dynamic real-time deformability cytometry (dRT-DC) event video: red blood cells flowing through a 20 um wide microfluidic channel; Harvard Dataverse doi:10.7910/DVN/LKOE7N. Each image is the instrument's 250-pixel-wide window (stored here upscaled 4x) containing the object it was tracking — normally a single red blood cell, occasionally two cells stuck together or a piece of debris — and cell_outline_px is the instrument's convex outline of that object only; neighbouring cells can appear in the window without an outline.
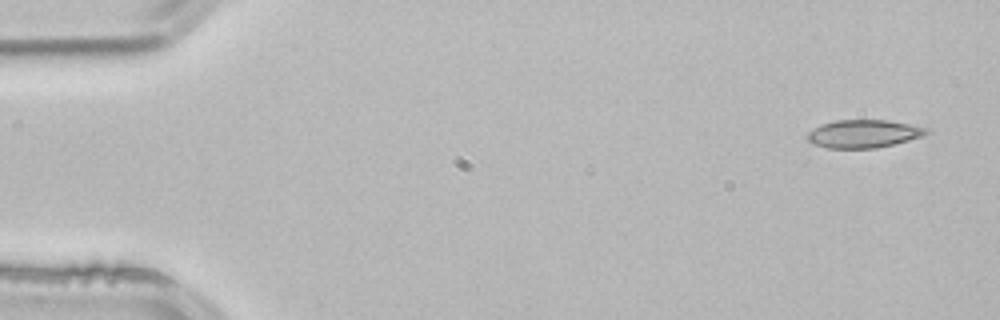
{"species": "common noctule bat (a hibernating species)", "species_latin": "Nyctalus noctula", "temperature_condition": "room temperature", "stored_images_in_passage": 3, "camera_frame_rate_fps": 3000, "um_per_image_px": 0.085, "animal": {"sex": "male", "body_mass_g": 21.5, "forearm_length_mm": 52.0}, "frame": {"image": 1, "passage_image": 1, "time_ms": 0.0, "image_size_px": [1000, 320], "cell_outline_px": [[928, 132], [924, 136], [876, 148], [828, 148], [812, 144], [804, 136], [808, 132], [820, 124], [836, 120], [888, 120], [928, 128]], "centroid_in_image_um": [73.35, 11.37], "position_along_channel_um": 11.6, "area_um2": 19.42}}